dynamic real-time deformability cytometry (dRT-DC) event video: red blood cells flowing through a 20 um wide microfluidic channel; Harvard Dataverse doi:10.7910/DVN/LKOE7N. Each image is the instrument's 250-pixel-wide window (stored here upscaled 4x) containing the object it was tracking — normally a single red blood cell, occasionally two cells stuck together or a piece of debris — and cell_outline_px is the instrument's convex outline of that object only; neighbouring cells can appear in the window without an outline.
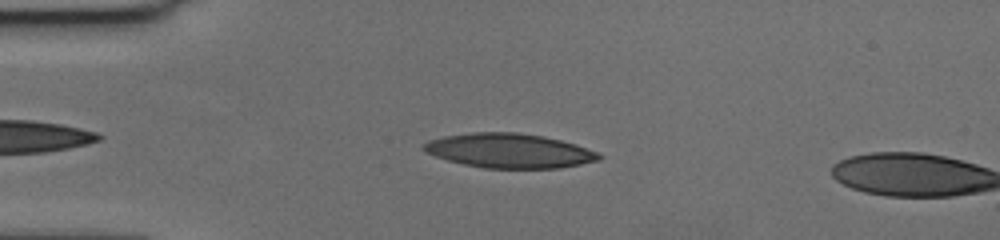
{"species": "human", "species_latin": "Homo sapiens", "temperature_condition": "cold", "stored_images_in_passage": 44, "camera_frame_rate_fps": 3000, "um_per_image_px": 0.085, "donor": {"sex": "female"}, "frame": {"image": 1, "passage_image": 7, "time_ms": 2.0, "image_size_px": [1000, 240], "cell_outline_px": [[604, 156], [600, 160], [560, 168], [484, 168], [464, 164], [448, 160], [424, 152], [420, 148], [428, 140], [444, 136], [472, 132], [516, 132], [544, 136], [576, 144], [600, 152]], "centroid_in_image_um": [43.31, 12.81], "position_along_channel_um": 41.7, "area_um2": 35.37}}
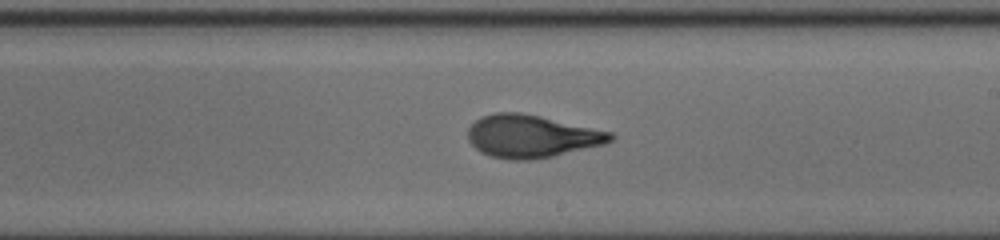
{"frame": {"image": 2, "passage_image": 26, "time_ms": 8.333, "image_size_px": [1000, 240], "cell_outline_px": [[616, 136], [612, 140], [604, 144], [552, 156], [528, 160], [508, 160], [488, 156], [480, 152], [468, 140], [468, 128], [480, 116], [492, 112], [520, 112], [540, 116], [612, 132]], "centroid_in_image_um": [45.14, 11.58], "position_along_channel_um": 243.9, "area_um2": 35.49}}
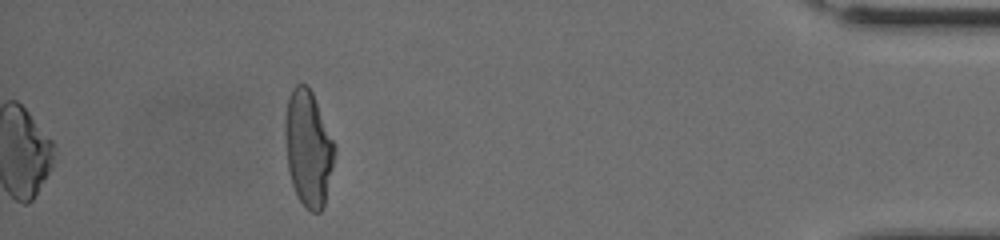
{"frame": {"image": 3, "passage_image": 44, "time_ms": 14.333, "image_size_px": [1000, 240], "cell_outline_px": [[336, 152], [324, 208], [320, 212], [312, 212], [300, 200], [292, 184], [288, 172], [284, 136], [284, 120], [288, 96], [292, 88], [296, 84], [304, 84], [312, 92], [336, 144]], "centroid_in_image_um": [26.2, 12.59], "position_along_channel_um": 409.0, "area_um2": 33.81}, "authors_computed_cell_mechanics": {"area_um2": 34.8823, "velocity_mm_per_s": 3.6603, "shape_relaxation_time_tau1_ms": 5.59, "shape_relaxation_time_tau2_ms": 1.4718, "deformation_change_tau1": 0.2386, "deformation_change_tau2": 0.0916}}